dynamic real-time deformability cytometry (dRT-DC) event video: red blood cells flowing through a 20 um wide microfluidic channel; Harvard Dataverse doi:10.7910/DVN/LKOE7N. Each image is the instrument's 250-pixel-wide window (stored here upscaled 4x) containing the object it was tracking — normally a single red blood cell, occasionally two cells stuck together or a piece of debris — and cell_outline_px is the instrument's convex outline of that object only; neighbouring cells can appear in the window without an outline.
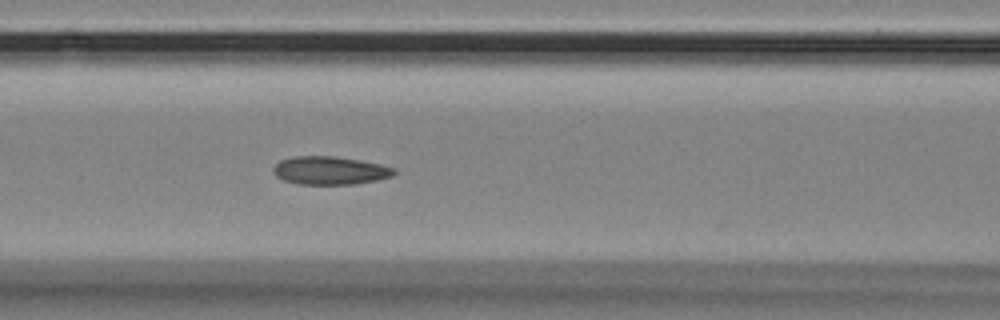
{"species": "Egyptian fruit bat (a non-hibernating species)", "species_latin": "Rousettus aegyptiacus", "temperature_condition": "room temperature", "stored_images_in_passage": 13, "segment_of_instrument_passage": [1, 2], "camera_frame_rate_fps": 3000, "um_per_image_px": 0.085, "animal": {"sex": "female"}, "frame": {"image": 1, "passage_image": 7, "time_ms": 2.0, "image_size_px": [1000, 320], "cell_outline_px": [[396, 172], [392, 176], [376, 180], [356, 184], [300, 184], [284, 180], [276, 176], [272, 172], [272, 168], [280, 160], [292, 156], [336, 156], [360, 160], [380, 164], [396, 168]], "centroid_in_image_um": [28.04, 14.48], "position_along_channel_um": 138.6, "area_um2": 19.94}}
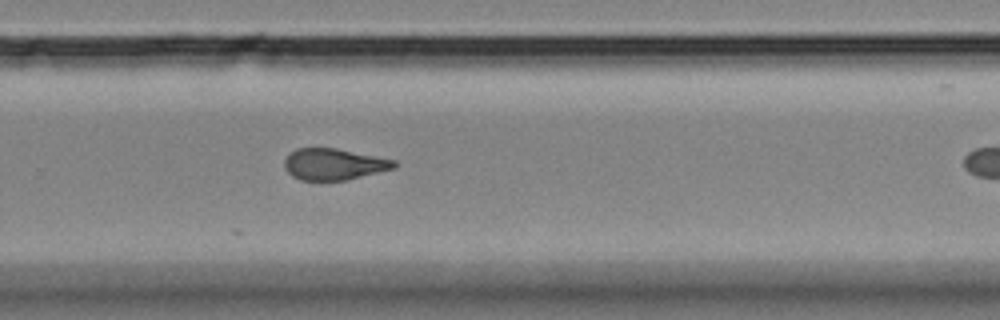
{"frame": {"image": 2, "passage_image": 12, "time_ms": 3.667, "image_size_px": [1000, 320], "cell_outline_px": [[400, 164], [396, 168], [348, 180], [300, 180], [292, 176], [284, 168], [284, 160], [296, 148], [336, 148], [396, 160]], "centroid_in_image_um": [28.42, 13.96], "position_along_channel_um": 301.4, "area_um2": 20.23}}